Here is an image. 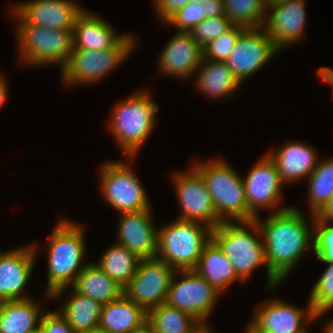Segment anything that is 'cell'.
<instances>
[{"label":"cell","instance_id":"1","mask_svg":"<svg viewBox=\"0 0 333 333\" xmlns=\"http://www.w3.org/2000/svg\"><path fill=\"white\" fill-rule=\"evenodd\" d=\"M303 216L297 208L284 207L264 222L255 218L266 252L268 289L276 288L293 271L309 245L314 250V224L311 229Z\"/></svg>","mask_w":333,"mask_h":333},{"label":"cell","instance_id":"2","mask_svg":"<svg viewBox=\"0 0 333 333\" xmlns=\"http://www.w3.org/2000/svg\"><path fill=\"white\" fill-rule=\"evenodd\" d=\"M84 230L80 224L60 219L49 237L47 250L48 282L46 295L55 299L72 286L79 273L86 267ZM83 263V264H82Z\"/></svg>","mask_w":333,"mask_h":333},{"label":"cell","instance_id":"3","mask_svg":"<svg viewBox=\"0 0 333 333\" xmlns=\"http://www.w3.org/2000/svg\"><path fill=\"white\" fill-rule=\"evenodd\" d=\"M147 91L133 93L114 106L108 128L121 147L126 160L132 159L152 133L157 103ZM132 157V158H131Z\"/></svg>","mask_w":333,"mask_h":333},{"label":"cell","instance_id":"4","mask_svg":"<svg viewBox=\"0 0 333 333\" xmlns=\"http://www.w3.org/2000/svg\"><path fill=\"white\" fill-rule=\"evenodd\" d=\"M194 168L202 175L221 222H228L230 218L237 222L256 218L248 210L243 178L226 161L199 162Z\"/></svg>","mask_w":333,"mask_h":333},{"label":"cell","instance_id":"5","mask_svg":"<svg viewBox=\"0 0 333 333\" xmlns=\"http://www.w3.org/2000/svg\"><path fill=\"white\" fill-rule=\"evenodd\" d=\"M238 223L231 220L221 222L211 230V238L233 264L237 275L243 281H248L247 279L257 267L263 264L267 267L266 252L263 240L253 235L256 232L262 238L257 221L254 219Z\"/></svg>","mask_w":333,"mask_h":333},{"label":"cell","instance_id":"6","mask_svg":"<svg viewBox=\"0 0 333 333\" xmlns=\"http://www.w3.org/2000/svg\"><path fill=\"white\" fill-rule=\"evenodd\" d=\"M212 228L189 220L176 219L158 229L157 253L160 260L176 271L194 270Z\"/></svg>","mask_w":333,"mask_h":333},{"label":"cell","instance_id":"7","mask_svg":"<svg viewBox=\"0 0 333 333\" xmlns=\"http://www.w3.org/2000/svg\"><path fill=\"white\" fill-rule=\"evenodd\" d=\"M19 62L34 66L68 63L74 49L73 29H49L40 25L18 24Z\"/></svg>","mask_w":333,"mask_h":333},{"label":"cell","instance_id":"8","mask_svg":"<svg viewBox=\"0 0 333 333\" xmlns=\"http://www.w3.org/2000/svg\"><path fill=\"white\" fill-rule=\"evenodd\" d=\"M136 39L125 35L112 47L103 51L73 49L68 63L61 70L63 82L92 84L127 59L134 49Z\"/></svg>","mask_w":333,"mask_h":333},{"label":"cell","instance_id":"9","mask_svg":"<svg viewBox=\"0 0 333 333\" xmlns=\"http://www.w3.org/2000/svg\"><path fill=\"white\" fill-rule=\"evenodd\" d=\"M127 162L108 161L100 170L105 201L119 214L151 209L146 192Z\"/></svg>","mask_w":333,"mask_h":333},{"label":"cell","instance_id":"10","mask_svg":"<svg viewBox=\"0 0 333 333\" xmlns=\"http://www.w3.org/2000/svg\"><path fill=\"white\" fill-rule=\"evenodd\" d=\"M178 273H181L182 279L176 282ZM219 293L195 270L176 271L165 303L192 315L207 330H211L207 319L214 309Z\"/></svg>","mask_w":333,"mask_h":333},{"label":"cell","instance_id":"11","mask_svg":"<svg viewBox=\"0 0 333 333\" xmlns=\"http://www.w3.org/2000/svg\"><path fill=\"white\" fill-rule=\"evenodd\" d=\"M176 270L157 257L141 259L124 293L146 312L165 303Z\"/></svg>","mask_w":333,"mask_h":333},{"label":"cell","instance_id":"12","mask_svg":"<svg viewBox=\"0 0 333 333\" xmlns=\"http://www.w3.org/2000/svg\"><path fill=\"white\" fill-rule=\"evenodd\" d=\"M280 50L263 27L245 28L239 35L226 64L242 85Z\"/></svg>","mask_w":333,"mask_h":333},{"label":"cell","instance_id":"13","mask_svg":"<svg viewBox=\"0 0 333 333\" xmlns=\"http://www.w3.org/2000/svg\"><path fill=\"white\" fill-rule=\"evenodd\" d=\"M177 199L181 206L178 219L204 223L212 229L221 221L217 217L211 195L202 175L191 166L186 172L173 175Z\"/></svg>","mask_w":333,"mask_h":333},{"label":"cell","instance_id":"14","mask_svg":"<svg viewBox=\"0 0 333 333\" xmlns=\"http://www.w3.org/2000/svg\"><path fill=\"white\" fill-rule=\"evenodd\" d=\"M14 7L12 14L18 24L40 25L52 30L74 29L77 17L84 11L69 0H32Z\"/></svg>","mask_w":333,"mask_h":333},{"label":"cell","instance_id":"15","mask_svg":"<svg viewBox=\"0 0 333 333\" xmlns=\"http://www.w3.org/2000/svg\"><path fill=\"white\" fill-rule=\"evenodd\" d=\"M282 184L275 163L266 153L243 179L248 210L258 217V209L277 207L281 203Z\"/></svg>","mask_w":333,"mask_h":333},{"label":"cell","instance_id":"16","mask_svg":"<svg viewBox=\"0 0 333 333\" xmlns=\"http://www.w3.org/2000/svg\"><path fill=\"white\" fill-rule=\"evenodd\" d=\"M257 308L253 321L266 333H308L304 325L317 319L309 298L306 312L277 298L264 301Z\"/></svg>","mask_w":333,"mask_h":333},{"label":"cell","instance_id":"17","mask_svg":"<svg viewBox=\"0 0 333 333\" xmlns=\"http://www.w3.org/2000/svg\"><path fill=\"white\" fill-rule=\"evenodd\" d=\"M305 9V0H291L267 7L263 28L279 50L304 36Z\"/></svg>","mask_w":333,"mask_h":333},{"label":"cell","instance_id":"18","mask_svg":"<svg viewBox=\"0 0 333 333\" xmlns=\"http://www.w3.org/2000/svg\"><path fill=\"white\" fill-rule=\"evenodd\" d=\"M35 246L0 253V302L30 298L22 293L34 269Z\"/></svg>","mask_w":333,"mask_h":333},{"label":"cell","instance_id":"19","mask_svg":"<svg viewBox=\"0 0 333 333\" xmlns=\"http://www.w3.org/2000/svg\"><path fill=\"white\" fill-rule=\"evenodd\" d=\"M151 209L120 213L118 244L140 259L154 258L157 253L158 228L151 219Z\"/></svg>","mask_w":333,"mask_h":333},{"label":"cell","instance_id":"20","mask_svg":"<svg viewBox=\"0 0 333 333\" xmlns=\"http://www.w3.org/2000/svg\"><path fill=\"white\" fill-rule=\"evenodd\" d=\"M203 59V48L190 32H178L165 46L158 60L161 73L182 79L192 76Z\"/></svg>","mask_w":333,"mask_h":333},{"label":"cell","instance_id":"21","mask_svg":"<svg viewBox=\"0 0 333 333\" xmlns=\"http://www.w3.org/2000/svg\"><path fill=\"white\" fill-rule=\"evenodd\" d=\"M283 183L309 177L318 164L317 153L309 145L291 141L276 152H268Z\"/></svg>","mask_w":333,"mask_h":333},{"label":"cell","instance_id":"22","mask_svg":"<svg viewBox=\"0 0 333 333\" xmlns=\"http://www.w3.org/2000/svg\"><path fill=\"white\" fill-rule=\"evenodd\" d=\"M123 36L116 35L105 19L84 10L74 24V49L103 51L112 48Z\"/></svg>","mask_w":333,"mask_h":333},{"label":"cell","instance_id":"23","mask_svg":"<svg viewBox=\"0 0 333 333\" xmlns=\"http://www.w3.org/2000/svg\"><path fill=\"white\" fill-rule=\"evenodd\" d=\"M194 270L220 293L234 280L243 282L233 264L212 238L205 244Z\"/></svg>","mask_w":333,"mask_h":333},{"label":"cell","instance_id":"24","mask_svg":"<svg viewBox=\"0 0 333 333\" xmlns=\"http://www.w3.org/2000/svg\"><path fill=\"white\" fill-rule=\"evenodd\" d=\"M147 320V312L125 293L102 305L99 328L108 333H128Z\"/></svg>","mask_w":333,"mask_h":333},{"label":"cell","instance_id":"25","mask_svg":"<svg viewBox=\"0 0 333 333\" xmlns=\"http://www.w3.org/2000/svg\"><path fill=\"white\" fill-rule=\"evenodd\" d=\"M44 313L31 298L0 302V333H32Z\"/></svg>","mask_w":333,"mask_h":333},{"label":"cell","instance_id":"26","mask_svg":"<svg viewBox=\"0 0 333 333\" xmlns=\"http://www.w3.org/2000/svg\"><path fill=\"white\" fill-rule=\"evenodd\" d=\"M77 293L90 297L101 305L118 299L124 289L102 271L96 263H87L71 287Z\"/></svg>","mask_w":333,"mask_h":333},{"label":"cell","instance_id":"27","mask_svg":"<svg viewBox=\"0 0 333 333\" xmlns=\"http://www.w3.org/2000/svg\"><path fill=\"white\" fill-rule=\"evenodd\" d=\"M196 72L198 89L213 99L229 97L241 86L226 62L203 58Z\"/></svg>","mask_w":333,"mask_h":333},{"label":"cell","instance_id":"28","mask_svg":"<svg viewBox=\"0 0 333 333\" xmlns=\"http://www.w3.org/2000/svg\"><path fill=\"white\" fill-rule=\"evenodd\" d=\"M154 333H206L208 330L192 315L162 303L147 312Z\"/></svg>","mask_w":333,"mask_h":333},{"label":"cell","instance_id":"29","mask_svg":"<svg viewBox=\"0 0 333 333\" xmlns=\"http://www.w3.org/2000/svg\"><path fill=\"white\" fill-rule=\"evenodd\" d=\"M72 291L71 297L66 299L58 312L67 320L75 333L98 328L102 305L73 289Z\"/></svg>","mask_w":333,"mask_h":333},{"label":"cell","instance_id":"30","mask_svg":"<svg viewBox=\"0 0 333 333\" xmlns=\"http://www.w3.org/2000/svg\"><path fill=\"white\" fill-rule=\"evenodd\" d=\"M141 259L126 247L115 243L96 263L111 279L125 289L134 276Z\"/></svg>","mask_w":333,"mask_h":333},{"label":"cell","instance_id":"31","mask_svg":"<svg viewBox=\"0 0 333 333\" xmlns=\"http://www.w3.org/2000/svg\"><path fill=\"white\" fill-rule=\"evenodd\" d=\"M333 195V158L318 161L308 177V204L311 215H317Z\"/></svg>","mask_w":333,"mask_h":333},{"label":"cell","instance_id":"32","mask_svg":"<svg viewBox=\"0 0 333 333\" xmlns=\"http://www.w3.org/2000/svg\"><path fill=\"white\" fill-rule=\"evenodd\" d=\"M224 13L233 25L244 28L263 27L266 0H223Z\"/></svg>","mask_w":333,"mask_h":333},{"label":"cell","instance_id":"33","mask_svg":"<svg viewBox=\"0 0 333 333\" xmlns=\"http://www.w3.org/2000/svg\"><path fill=\"white\" fill-rule=\"evenodd\" d=\"M329 264L323 274L313 286L309 298L317 318L333 308V262Z\"/></svg>","mask_w":333,"mask_h":333},{"label":"cell","instance_id":"34","mask_svg":"<svg viewBox=\"0 0 333 333\" xmlns=\"http://www.w3.org/2000/svg\"><path fill=\"white\" fill-rule=\"evenodd\" d=\"M244 29V27L233 25L218 38L211 40L203 48V58L207 60L226 62L229 54L234 48L236 40Z\"/></svg>","mask_w":333,"mask_h":333},{"label":"cell","instance_id":"35","mask_svg":"<svg viewBox=\"0 0 333 333\" xmlns=\"http://www.w3.org/2000/svg\"><path fill=\"white\" fill-rule=\"evenodd\" d=\"M232 26L229 18L221 15L203 19L190 33L196 43L204 48L211 40L218 38Z\"/></svg>","mask_w":333,"mask_h":333},{"label":"cell","instance_id":"36","mask_svg":"<svg viewBox=\"0 0 333 333\" xmlns=\"http://www.w3.org/2000/svg\"><path fill=\"white\" fill-rule=\"evenodd\" d=\"M314 224V253L321 262H333V226H329V221L320 220L312 214Z\"/></svg>","mask_w":333,"mask_h":333},{"label":"cell","instance_id":"37","mask_svg":"<svg viewBox=\"0 0 333 333\" xmlns=\"http://www.w3.org/2000/svg\"><path fill=\"white\" fill-rule=\"evenodd\" d=\"M203 19H205L203 3L190 1L185 7L173 14L166 23L176 26L178 32H190Z\"/></svg>","mask_w":333,"mask_h":333},{"label":"cell","instance_id":"38","mask_svg":"<svg viewBox=\"0 0 333 333\" xmlns=\"http://www.w3.org/2000/svg\"><path fill=\"white\" fill-rule=\"evenodd\" d=\"M42 333H75L67 320L58 312H45L41 318Z\"/></svg>","mask_w":333,"mask_h":333},{"label":"cell","instance_id":"39","mask_svg":"<svg viewBox=\"0 0 333 333\" xmlns=\"http://www.w3.org/2000/svg\"><path fill=\"white\" fill-rule=\"evenodd\" d=\"M158 16L166 22L173 14L185 7L190 0H155Z\"/></svg>","mask_w":333,"mask_h":333},{"label":"cell","instance_id":"40","mask_svg":"<svg viewBox=\"0 0 333 333\" xmlns=\"http://www.w3.org/2000/svg\"><path fill=\"white\" fill-rule=\"evenodd\" d=\"M203 6L205 18L225 15L223 0H206Z\"/></svg>","mask_w":333,"mask_h":333},{"label":"cell","instance_id":"41","mask_svg":"<svg viewBox=\"0 0 333 333\" xmlns=\"http://www.w3.org/2000/svg\"><path fill=\"white\" fill-rule=\"evenodd\" d=\"M320 220L333 221V195L323 209L316 215Z\"/></svg>","mask_w":333,"mask_h":333},{"label":"cell","instance_id":"42","mask_svg":"<svg viewBox=\"0 0 333 333\" xmlns=\"http://www.w3.org/2000/svg\"><path fill=\"white\" fill-rule=\"evenodd\" d=\"M316 72L319 78H321L322 82L324 81L330 86L332 85L333 88V75L326 69V67H321Z\"/></svg>","mask_w":333,"mask_h":333},{"label":"cell","instance_id":"43","mask_svg":"<svg viewBox=\"0 0 333 333\" xmlns=\"http://www.w3.org/2000/svg\"><path fill=\"white\" fill-rule=\"evenodd\" d=\"M128 333H154L151 323L146 320L140 326L130 330Z\"/></svg>","mask_w":333,"mask_h":333},{"label":"cell","instance_id":"44","mask_svg":"<svg viewBox=\"0 0 333 333\" xmlns=\"http://www.w3.org/2000/svg\"><path fill=\"white\" fill-rule=\"evenodd\" d=\"M7 83H6V79L0 74V107L2 106V104L5 102L6 97H7Z\"/></svg>","mask_w":333,"mask_h":333},{"label":"cell","instance_id":"45","mask_svg":"<svg viewBox=\"0 0 333 333\" xmlns=\"http://www.w3.org/2000/svg\"><path fill=\"white\" fill-rule=\"evenodd\" d=\"M247 333H266L256 322L252 320L247 327Z\"/></svg>","mask_w":333,"mask_h":333},{"label":"cell","instance_id":"46","mask_svg":"<svg viewBox=\"0 0 333 333\" xmlns=\"http://www.w3.org/2000/svg\"><path fill=\"white\" fill-rule=\"evenodd\" d=\"M286 1H291V0H266V7L275 6L284 3Z\"/></svg>","mask_w":333,"mask_h":333},{"label":"cell","instance_id":"47","mask_svg":"<svg viewBox=\"0 0 333 333\" xmlns=\"http://www.w3.org/2000/svg\"><path fill=\"white\" fill-rule=\"evenodd\" d=\"M323 331V333H333V319L328 321Z\"/></svg>","mask_w":333,"mask_h":333},{"label":"cell","instance_id":"48","mask_svg":"<svg viewBox=\"0 0 333 333\" xmlns=\"http://www.w3.org/2000/svg\"><path fill=\"white\" fill-rule=\"evenodd\" d=\"M82 333H108V332L98 327Z\"/></svg>","mask_w":333,"mask_h":333},{"label":"cell","instance_id":"49","mask_svg":"<svg viewBox=\"0 0 333 333\" xmlns=\"http://www.w3.org/2000/svg\"><path fill=\"white\" fill-rule=\"evenodd\" d=\"M191 2H194V3H204L206 0H190Z\"/></svg>","mask_w":333,"mask_h":333},{"label":"cell","instance_id":"50","mask_svg":"<svg viewBox=\"0 0 333 333\" xmlns=\"http://www.w3.org/2000/svg\"><path fill=\"white\" fill-rule=\"evenodd\" d=\"M326 69L333 75V68H327Z\"/></svg>","mask_w":333,"mask_h":333},{"label":"cell","instance_id":"51","mask_svg":"<svg viewBox=\"0 0 333 333\" xmlns=\"http://www.w3.org/2000/svg\"><path fill=\"white\" fill-rule=\"evenodd\" d=\"M32 333H42V332H41V329L39 328L38 330H36V331H34Z\"/></svg>","mask_w":333,"mask_h":333},{"label":"cell","instance_id":"52","mask_svg":"<svg viewBox=\"0 0 333 333\" xmlns=\"http://www.w3.org/2000/svg\"><path fill=\"white\" fill-rule=\"evenodd\" d=\"M206 333H214L212 330H208Z\"/></svg>","mask_w":333,"mask_h":333}]
</instances>
